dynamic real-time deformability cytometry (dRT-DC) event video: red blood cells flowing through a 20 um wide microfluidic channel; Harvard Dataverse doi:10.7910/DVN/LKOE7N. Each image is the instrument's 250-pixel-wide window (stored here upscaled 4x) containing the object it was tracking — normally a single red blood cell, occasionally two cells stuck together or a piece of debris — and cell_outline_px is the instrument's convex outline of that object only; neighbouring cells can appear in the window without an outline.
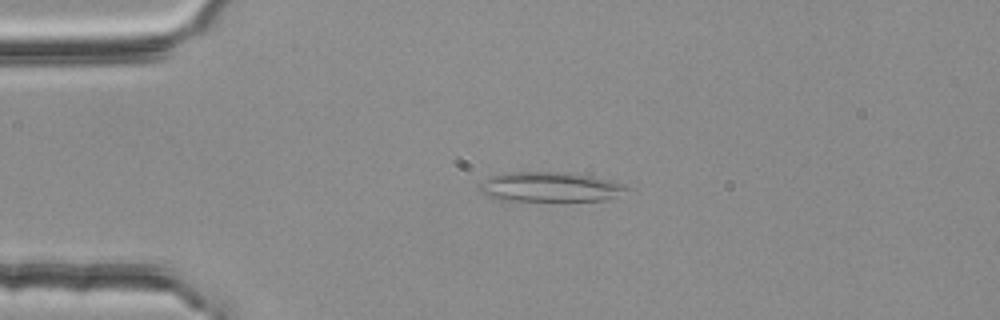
{"species": "common noctule bat (a hibernating species)", "species_latin": "Nyctalus noctula", "temperature_condition": "room temperature", "stored_images_in_passage": 42, "camera_frame_rate_fps": 3000, "um_per_image_px": 0.085, "animal": {"sex": "female", "body_mass_g": 25.1}, "frame": {"image": 1, "passage_image": 1, "time_ms": 0.0, "image_size_px": [1000, 320], "cell_outline_px": [[632, 188], [604, 200], [500, 200], [480, 192], [480, 184], [488, 176], [504, 172], [572, 172], [592, 176], [624, 184]], "centroid_in_image_um": [46.72, 15.86], "position_along_channel_um": 38.3, "area_um2": 25.32}}
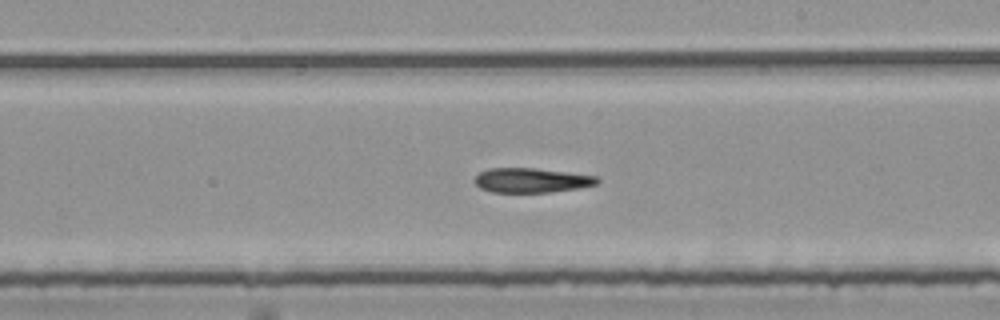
{"frame": {"image": 2, "passage_image": 20, "time_ms": 6.333, "image_size_px": [1000, 320], "cell_outline_px": [[600, 184], [580, 188], [548, 192], [492, 192], [480, 188], [476, 184], [476, 176], [480, 172], [488, 168], [536, 168], [596, 176], [600, 180]], "centroid_in_image_um": [45.21, 15.32], "position_along_channel_um": 243.8, "area_um2": 17.51}}
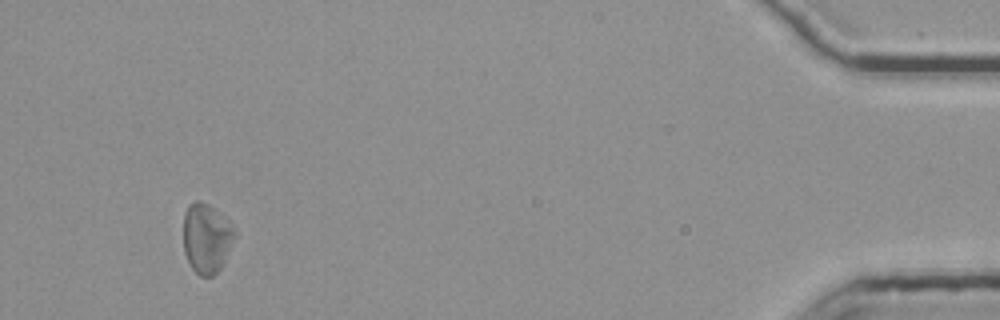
{"frame": {"image": 3, "passage_image": 40, "time_ms": 13.0, "image_size_px": [1000, 320], "cell_outline_px": [[236, 236], [220, 268], [212, 276], [200, 276], [192, 268], [184, 252], [184, 212], [188, 204], [196, 200], [200, 200], [208, 204], [228, 220], [236, 232]], "centroid_in_image_um": [17.54, 20.22], "position_along_channel_um": 417.7, "area_um2": 20.69}}